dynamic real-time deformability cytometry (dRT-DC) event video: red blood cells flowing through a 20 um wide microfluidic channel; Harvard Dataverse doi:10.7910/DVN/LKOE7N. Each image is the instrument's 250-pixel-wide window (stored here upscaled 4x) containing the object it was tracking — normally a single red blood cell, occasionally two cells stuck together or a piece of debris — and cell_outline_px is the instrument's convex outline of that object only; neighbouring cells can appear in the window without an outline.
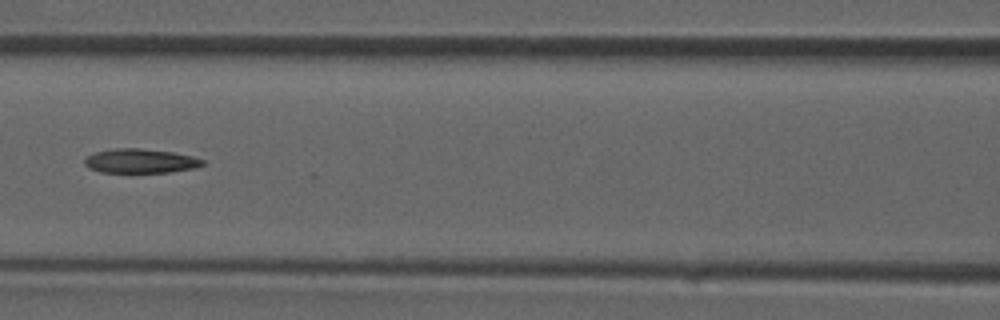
{"species": "common noctule bat (a hibernating species)", "species_latin": "Nyctalus noctula", "temperature_condition": "room temperature", "stored_images_in_passage": 5, "camera_frame_rate_fps": 3000, "um_per_image_px": 0.085, "animal": {"sex": "male", "forearm_length_mm": 52.5}, "frame": {"image": 1, "passage_image": 5, "time_ms": 5.667, "image_size_px": [1000, 320], "cell_outline_px": [[208, 164], [196, 168], [168, 172], [100, 172], [88, 168], [84, 164], [84, 160], [88, 156], [96, 152], [112, 148], [140, 148], [172, 152], [192, 156], [204, 160]], "centroid_in_image_um": [11.96, 13.68], "position_along_channel_um": 154.6, "area_um2": 16.76}}